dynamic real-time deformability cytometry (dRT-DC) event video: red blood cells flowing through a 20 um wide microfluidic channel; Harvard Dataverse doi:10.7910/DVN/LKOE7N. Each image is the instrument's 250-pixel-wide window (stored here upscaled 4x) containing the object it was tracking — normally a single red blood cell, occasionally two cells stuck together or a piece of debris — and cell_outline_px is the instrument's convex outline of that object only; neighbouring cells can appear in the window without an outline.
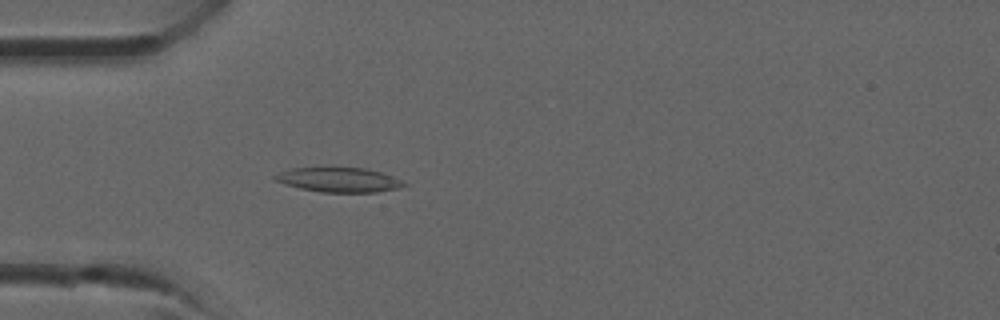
{"species": "common noctule bat (a hibernating species)", "species_latin": "Nyctalus noctula", "temperature_condition": "room temperature", "stored_images_in_passage": 35, "camera_frame_rate_fps": 3000, "um_per_image_px": 0.085, "animal": {"sex": "male", "forearm_length_mm": 52.5}, "frame": {"image": 1, "passage_image": 9, "time_ms": 2.667, "image_size_px": [1000, 320], "cell_outline_px": [[408, 184], [396, 188], [376, 192], [320, 192], [300, 188], [276, 180], [272, 176], [280, 172], [292, 168], [364, 168], [380, 172], [392, 176]], "centroid_in_image_um": [28.8, 15.28], "position_along_channel_um": 56.2, "area_um2": 18.03}}
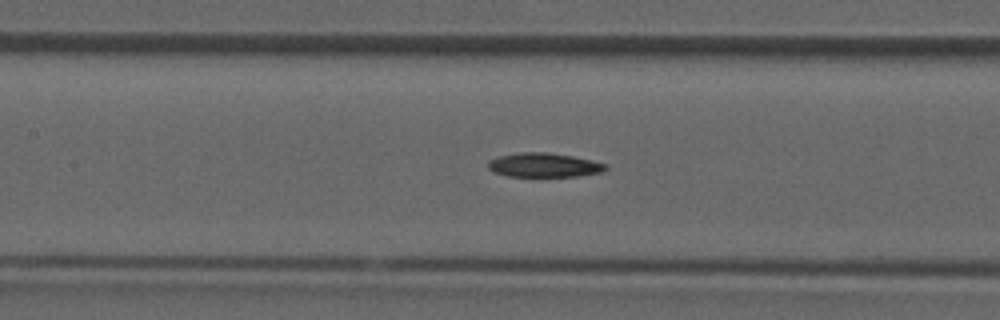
{"frame": {"image": 2, "passage_image": 15, "time_ms": 4.667, "image_size_px": [1000, 320], "cell_outline_px": [[608, 168], [604, 172], [576, 176], [508, 176], [492, 172], [488, 168], [488, 160], [500, 156], [516, 152], [548, 152], [572, 156], [592, 160], [608, 164]], "centroid_in_image_um": [46.25, 14.02], "position_along_channel_um": 161.2, "area_um2": 16.7}}
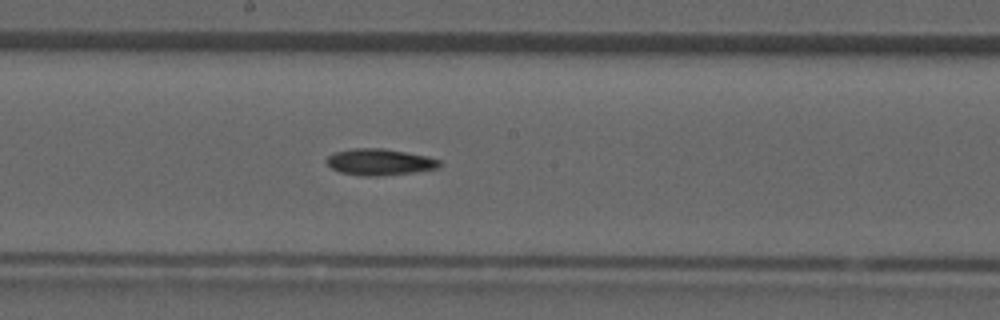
{"frame": {"image": 3, "passage_image": 18, "time_ms": 5.667, "image_size_px": [1000, 320], "cell_outline_px": [[440, 168], [412, 172], [380, 176], [364, 176], [340, 172], [332, 168], [324, 160], [328, 156], [336, 152], [352, 148], [384, 148], [428, 156], [440, 160]], "centroid_in_image_um": [32.27, 13.76], "position_along_channel_um": 215.9, "area_um2": 17.4}}